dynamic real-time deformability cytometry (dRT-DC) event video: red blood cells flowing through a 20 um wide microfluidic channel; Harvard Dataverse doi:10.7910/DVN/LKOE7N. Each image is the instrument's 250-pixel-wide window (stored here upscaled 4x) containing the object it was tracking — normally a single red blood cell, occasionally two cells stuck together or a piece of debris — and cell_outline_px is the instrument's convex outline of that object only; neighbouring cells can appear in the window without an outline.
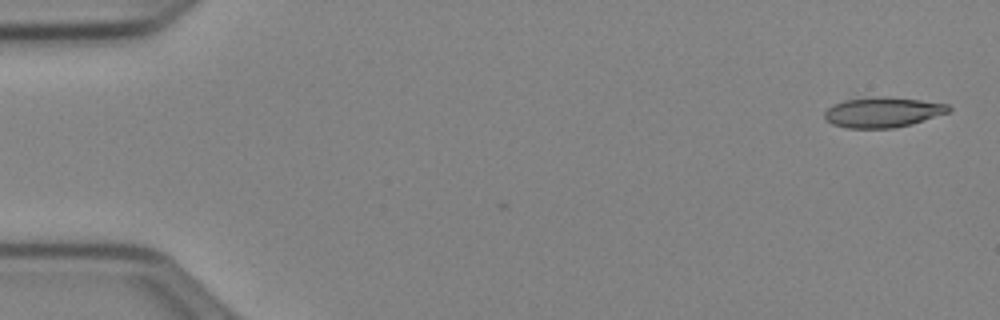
{"species": "Egyptian fruit bat (a non-hibernating species)", "species_latin": "Rousettus aegyptiacus", "temperature_condition": "cold", "stored_images_in_passage": 3, "camera_frame_rate_fps": 3000, "um_per_image_px": 0.085, "animal": {"sex": "female"}, "frame": {"image": 1, "passage_image": 3, "time_ms": 0.667, "image_size_px": [1000, 320], "cell_outline_px": [[952, 108], [948, 112], [912, 124], [896, 128], [848, 128], [832, 124], [824, 116], [824, 112], [832, 104], [844, 100], [920, 100], [948, 104]], "centroid_in_image_um": [75.03, 9.6], "position_along_channel_um": 10.0, "area_um2": 20.63}}